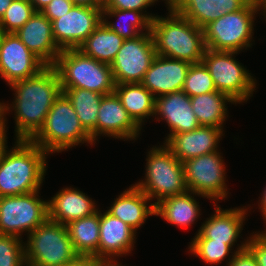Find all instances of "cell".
Instances as JSON below:
<instances>
[{
  "mask_svg": "<svg viewBox=\"0 0 266 266\" xmlns=\"http://www.w3.org/2000/svg\"><path fill=\"white\" fill-rule=\"evenodd\" d=\"M117 260L111 261H99L98 266H123L121 264H117Z\"/></svg>",
  "mask_w": 266,
  "mask_h": 266,
  "instance_id": "47",
  "label": "cell"
},
{
  "mask_svg": "<svg viewBox=\"0 0 266 266\" xmlns=\"http://www.w3.org/2000/svg\"><path fill=\"white\" fill-rule=\"evenodd\" d=\"M248 240L237 248L236 252L229 258L228 266H258L256 258L252 252L247 248Z\"/></svg>",
  "mask_w": 266,
  "mask_h": 266,
  "instance_id": "38",
  "label": "cell"
},
{
  "mask_svg": "<svg viewBox=\"0 0 266 266\" xmlns=\"http://www.w3.org/2000/svg\"><path fill=\"white\" fill-rule=\"evenodd\" d=\"M6 122H3V127L0 129V159L2 157L3 152L5 151V149L8 147L7 144V134H6Z\"/></svg>",
  "mask_w": 266,
  "mask_h": 266,
  "instance_id": "42",
  "label": "cell"
},
{
  "mask_svg": "<svg viewBox=\"0 0 266 266\" xmlns=\"http://www.w3.org/2000/svg\"><path fill=\"white\" fill-rule=\"evenodd\" d=\"M182 90L189 97L217 91L210 72L203 62L190 65Z\"/></svg>",
  "mask_w": 266,
  "mask_h": 266,
  "instance_id": "32",
  "label": "cell"
},
{
  "mask_svg": "<svg viewBox=\"0 0 266 266\" xmlns=\"http://www.w3.org/2000/svg\"><path fill=\"white\" fill-rule=\"evenodd\" d=\"M215 208V214L207 218L193 239H213L224 242L232 248L241 236L248 209L236 207L223 210L219 206Z\"/></svg>",
  "mask_w": 266,
  "mask_h": 266,
  "instance_id": "21",
  "label": "cell"
},
{
  "mask_svg": "<svg viewBox=\"0 0 266 266\" xmlns=\"http://www.w3.org/2000/svg\"><path fill=\"white\" fill-rule=\"evenodd\" d=\"M38 194L35 191L0 197V234L22 238L23 232L29 235L49 219L48 201Z\"/></svg>",
  "mask_w": 266,
  "mask_h": 266,
  "instance_id": "10",
  "label": "cell"
},
{
  "mask_svg": "<svg viewBox=\"0 0 266 266\" xmlns=\"http://www.w3.org/2000/svg\"><path fill=\"white\" fill-rule=\"evenodd\" d=\"M13 0H0V19L4 15L7 8L11 5Z\"/></svg>",
  "mask_w": 266,
  "mask_h": 266,
  "instance_id": "45",
  "label": "cell"
},
{
  "mask_svg": "<svg viewBox=\"0 0 266 266\" xmlns=\"http://www.w3.org/2000/svg\"><path fill=\"white\" fill-rule=\"evenodd\" d=\"M257 11V5L250 0L242 9L226 13L210 22L203 28L206 48L213 51L240 52L251 47Z\"/></svg>",
  "mask_w": 266,
  "mask_h": 266,
  "instance_id": "7",
  "label": "cell"
},
{
  "mask_svg": "<svg viewBox=\"0 0 266 266\" xmlns=\"http://www.w3.org/2000/svg\"><path fill=\"white\" fill-rule=\"evenodd\" d=\"M238 52L205 50L202 62L208 68L214 85L219 92L227 94L235 104L245 102L256 90L251 73L235 60Z\"/></svg>",
  "mask_w": 266,
  "mask_h": 266,
  "instance_id": "9",
  "label": "cell"
},
{
  "mask_svg": "<svg viewBox=\"0 0 266 266\" xmlns=\"http://www.w3.org/2000/svg\"><path fill=\"white\" fill-rule=\"evenodd\" d=\"M15 235L0 234V266H26L25 244Z\"/></svg>",
  "mask_w": 266,
  "mask_h": 266,
  "instance_id": "35",
  "label": "cell"
},
{
  "mask_svg": "<svg viewBox=\"0 0 266 266\" xmlns=\"http://www.w3.org/2000/svg\"><path fill=\"white\" fill-rule=\"evenodd\" d=\"M156 56L151 32L125 39L110 64L115 84L141 83Z\"/></svg>",
  "mask_w": 266,
  "mask_h": 266,
  "instance_id": "12",
  "label": "cell"
},
{
  "mask_svg": "<svg viewBox=\"0 0 266 266\" xmlns=\"http://www.w3.org/2000/svg\"><path fill=\"white\" fill-rule=\"evenodd\" d=\"M35 13L29 0H13L0 19L5 33L17 32Z\"/></svg>",
  "mask_w": 266,
  "mask_h": 266,
  "instance_id": "34",
  "label": "cell"
},
{
  "mask_svg": "<svg viewBox=\"0 0 266 266\" xmlns=\"http://www.w3.org/2000/svg\"><path fill=\"white\" fill-rule=\"evenodd\" d=\"M106 16L110 17H119L122 19L130 17V22L128 26L121 25V23H112L106 20ZM156 16L149 15V13H143L135 10H117V9H102V22L112 31L117 33L120 37L125 39L135 38L142 33L151 32V22ZM119 21V20H118ZM143 30V32H142ZM145 30V32H144Z\"/></svg>",
  "mask_w": 266,
  "mask_h": 266,
  "instance_id": "31",
  "label": "cell"
},
{
  "mask_svg": "<svg viewBox=\"0 0 266 266\" xmlns=\"http://www.w3.org/2000/svg\"><path fill=\"white\" fill-rule=\"evenodd\" d=\"M262 197H261V200H260V208L259 209H261L260 211L262 212V216H263V218L265 219V221H266V187H265V189H264V191H263V194L261 195Z\"/></svg>",
  "mask_w": 266,
  "mask_h": 266,
  "instance_id": "44",
  "label": "cell"
},
{
  "mask_svg": "<svg viewBox=\"0 0 266 266\" xmlns=\"http://www.w3.org/2000/svg\"><path fill=\"white\" fill-rule=\"evenodd\" d=\"M136 233L119 218L107 211L103 214L100 212L99 260L115 261L117 256L128 254L133 249Z\"/></svg>",
  "mask_w": 266,
  "mask_h": 266,
  "instance_id": "19",
  "label": "cell"
},
{
  "mask_svg": "<svg viewBox=\"0 0 266 266\" xmlns=\"http://www.w3.org/2000/svg\"><path fill=\"white\" fill-rule=\"evenodd\" d=\"M190 65L186 61L157 55L146 71L141 84L155 98L182 90Z\"/></svg>",
  "mask_w": 266,
  "mask_h": 266,
  "instance_id": "18",
  "label": "cell"
},
{
  "mask_svg": "<svg viewBox=\"0 0 266 266\" xmlns=\"http://www.w3.org/2000/svg\"><path fill=\"white\" fill-rule=\"evenodd\" d=\"M78 256L66 225L49 219L31 232L25 243L26 266H64Z\"/></svg>",
  "mask_w": 266,
  "mask_h": 266,
  "instance_id": "8",
  "label": "cell"
},
{
  "mask_svg": "<svg viewBox=\"0 0 266 266\" xmlns=\"http://www.w3.org/2000/svg\"><path fill=\"white\" fill-rule=\"evenodd\" d=\"M69 238L79 256H93L99 260L100 210L66 225Z\"/></svg>",
  "mask_w": 266,
  "mask_h": 266,
  "instance_id": "27",
  "label": "cell"
},
{
  "mask_svg": "<svg viewBox=\"0 0 266 266\" xmlns=\"http://www.w3.org/2000/svg\"><path fill=\"white\" fill-rule=\"evenodd\" d=\"M47 65L15 33H5L0 43V75L10 85L38 74Z\"/></svg>",
  "mask_w": 266,
  "mask_h": 266,
  "instance_id": "14",
  "label": "cell"
},
{
  "mask_svg": "<svg viewBox=\"0 0 266 266\" xmlns=\"http://www.w3.org/2000/svg\"><path fill=\"white\" fill-rule=\"evenodd\" d=\"M150 202V199L133 184L116 200L114 199L107 212L137 231L146 222L149 215H155V205Z\"/></svg>",
  "mask_w": 266,
  "mask_h": 266,
  "instance_id": "24",
  "label": "cell"
},
{
  "mask_svg": "<svg viewBox=\"0 0 266 266\" xmlns=\"http://www.w3.org/2000/svg\"><path fill=\"white\" fill-rule=\"evenodd\" d=\"M189 251L202 259L206 264H219L229 255L232 248L224 242L213 239H193Z\"/></svg>",
  "mask_w": 266,
  "mask_h": 266,
  "instance_id": "33",
  "label": "cell"
},
{
  "mask_svg": "<svg viewBox=\"0 0 266 266\" xmlns=\"http://www.w3.org/2000/svg\"><path fill=\"white\" fill-rule=\"evenodd\" d=\"M223 130L212 126H200L195 130L171 135L164 145L180 161L218 151Z\"/></svg>",
  "mask_w": 266,
  "mask_h": 266,
  "instance_id": "17",
  "label": "cell"
},
{
  "mask_svg": "<svg viewBox=\"0 0 266 266\" xmlns=\"http://www.w3.org/2000/svg\"><path fill=\"white\" fill-rule=\"evenodd\" d=\"M114 92L132 120L142 129L145 118L155 113V97L141 83L116 84Z\"/></svg>",
  "mask_w": 266,
  "mask_h": 266,
  "instance_id": "25",
  "label": "cell"
},
{
  "mask_svg": "<svg viewBox=\"0 0 266 266\" xmlns=\"http://www.w3.org/2000/svg\"><path fill=\"white\" fill-rule=\"evenodd\" d=\"M221 158L220 152L215 151L183 162L188 191L213 201L224 200L228 189L225 183V165Z\"/></svg>",
  "mask_w": 266,
  "mask_h": 266,
  "instance_id": "11",
  "label": "cell"
},
{
  "mask_svg": "<svg viewBox=\"0 0 266 266\" xmlns=\"http://www.w3.org/2000/svg\"><path fill=\"white\" fill-rule=\"evenodd\" d=\"M190 102L200 126H212L222 130L227 117V102L235 103L227 94L219 91L190 97Z\"/></svg>",
  "mask_w": 266,
  "mask_h": 266,
  "instance_id": "28",
  "label": "cell"
},
{
  "mask_svg": "<svg viewBox=\"0 0 266 266\" xmlns=\"http://www.w3.org/2000/svg\"><path fill=\"white\" fill-rule=\"evenodd\" d=\"M124 39L110 30L103 22L79 46V50L99 62L111 64Z\"/></svg>",
  "mask_w": 266,
  "mask_h": 266,
  "instance_id": "29",
  "label": "cell"
},
{
  "mask_svg": "<svg viewBox=\"0 0 266 266\" xmlns=\"http://www.w3.org/2000/svg\"><path fill=\"white\" fill-rule=\"evenodd\" d=\"M156 115H160L170 127L166 140L173 134L189 132L200 127L192 111L190 97L183 90L156 97L154 116Z\"/></svg>",
  "mask_w": 266,
  "mask_h": 266,
  "instance_id": "20",
  "label": "cell"
},
{
  "mask_svg": "<svg viewBox=\"0 0 266 266\" xmlns=\"http://www.w3.org/2000/svg\"><path fill=\"white\" fill-rule=\"evenodd\" d=\"M249 1L250 0H169V5L186 19L203 29L210 22L217 20L224 14L242 9Z\"/></svg>",
  "mask_w": 266,
  "mask_h": 266,
  "instance_id": "22",
  "label": "cell"
},
{
  "mask_svg": "<svg viewBox=\"0 0 266 266\" xmlns=\"http://www.w3.org/2000/svg\"><path fill=\"white\" fill-rule=\"evenodd\" d=\"M99 261L93 256H78L75 260L64 266H98Z\"/></svg>",
  "mask_w": 266,
  "mask_h": 266,
  "instance_id": "40",
  "label": "cell"
},
{
  "mask_svg": "<svg viewBox=\"0 0 266 266\" xmlns=\"http://www.w3.org/2000/svg\"><path fill=\"white\" fill-rule=\"evenodd\" d=\"M15 34L47 66L56 63L62 50L55 42L51 21L41 11H35Z\"/></svg>",
  "mask_w": 266,
  "mask_h": 266,
  "instance_id": "15",
  "label": "cell"
},
{
  "mask_svg": "<svg viewBox=\"0 0 266 266\" xmlns=\"http://www.w3.org/2000/svg\"><path fill=\"white\" fill-rule=\"evenodd\" d=\"M31 141L48 154L65 151L80 143L93 145L90 134L81 125L70 100L63 92L54 101L45 123Z\"/></svg>",
  "mask_w": 266,
  "mask_h": 266,
  "instance_id": "4",
  "label": "cell"
},
{
  "mask_svg": "<svg viewBox=\"0 0 266 266\" xmlns=\"http://www.w3.org/2000/svg\"><path fill=\"white\" fill-rule=\"evenodd\" d=\"M61 90L70 100L81 125L90 134L95 144L97 114L103 94L82 88H61Z\"/></svg>",
  "mask_w": 266,
  "mask_h": 266,
  "instance_id": "30",
  "label": "cell"
},
{
  "mask_svg": "<svg viewBox=\"0 0 266 266\" xmlns=\"http://www.w3.org/2000/svg\"><path fill=\"white\" fill-rule=\"evenodd\" d=\"M94 201L76 188H63L48 201L49 220L67 225L92 215L98 209Z\"/></svg>",
  "mask_w": 266,
  "mask_h": 266,
  "instance_id": "23",
  "label": "cell"
},
{
  "mask_svg": "<svg viewBox=\"0 0 266 266\" xmlns=\"http://www.w3.org/2000/svg\"><path fill=\"white\" fill-rule=\"evenodd\" d=\"M169 15L151 22L156 54L190 64L202 62L206 50L202 28L179 14L168 4Z\"/></svg>",
  "mask_w": 266,
  "mask_h": 266,
  "instance_id": "3",
  "label": "cell"
},
{
  "mask_svg": "<svg viewBox=\"0 0 266 266\" xmlns=\"http://www.w3.org/2000/svg\"><path fill=\"white\" fill-rule=\"evenodd\" d=\"M75 4L71 0H52L46 5L41 12L50 20L53 21L67 14Z\"/></svg>",
  "mask_w": 266,
  "mask_h": 266,
  "instance_id": "39",
  "label": "cell"
},
{
  "mask_svg": "<svg viewBox=\"0 0 266 266\" xmlns=\"http://www.w3.org/2000/svg\"><path fill=\"white\" fill-rule=\"evenodd\" d=\"M102 23V8L74 5L67 14L51 21L53 36L61 49H78Z\"/></svg>",
  "mask_w": 266,
  "mask_h": 266,
  "instance_id": "13",
  "label": "cell"
},
{
  "mask_svg": "<svg viewBox=\"0 0 266 266\" xmlns=\"http://www.w3.org/2000/svg\"><path fill=\"white\" fill-rule=\"evenodd\" d=\"M158 0H105L102 9L135 10L146 12V8L154 5ZM169 4V0H165ZM145 10V11H143Z\"/></svg>",
  "mask_w": 266,
  "mask_h": 266,
  "instance_id": "36",
  "label": "cell"
},
{
  "mask_svg": "<svg viewBox=\"0 0 266 266\" xmlns=\"http://www.w3.org/2000/svg\"><path fill=\"white\" fill-rule=\"evenodd\" d=\"M3 103L0 102V129L3 127Z\"/></svg>",
  "mask_w": 266,
  "mask_h": 266,
  "instance_id": "48",
  "label": "cell"
},
{
  "mask_svg": "<svg viewBox=\"0 0 266 266\" xmlns=\"http://www.w3.org/2000/svg\"><path fill=\"white\" fill-rule=\"evenodd\" d=\"M148 153L145 181L141 180L134 185L150 200L157 199L154 205L188 191L183 163L165 145L152 147Z\"/></svg>",
  "mask_w": 266,
  "mask_h": 266,
  "instance_id": "6",
  "label": "cell"
},
{
  "mask_svg": "<svg viewBox=\"0 0 266 266\" xmlns=\"http://www.w3.org/2000/svg\"><path fill=\"white\" fill-rule=\"evenodd\" d=\"M75 5L103 8L105 0H71Z\"/></svg>",
  "mask_w": 266,
  "mask_h": 266,
  "instance_id": "41",
  "label": "cell"
},
{
  "mask_svg": "<svg viewBox=\"0 0 266 266\" xmlns=\"http://www.w3.org/2000/svg\"><path fill=\"white\" fill-rule=\"evenodd\" d=\"M249 238L247 248L256 258L258 266H266V230L261 233L258 231Z\"/></svg>",
  "mask_w": 266,
  "mask_h": 266,
  "instance_id": "37",
  "label": "cell"
},
{
  "mask_svg": "<svg viewBox=\"0 0 266 266\" xmlns=\"http://www.w3.org/2000/svg\"><path fill=\"white\" fill-rule=\"evenodd\" d=\"M10 87L15 92V100L11 105L3 103V122L13 105L16 140H31L42 128L54 101L62 93L59 75L54 66H46L32 77L11 83Z\"/></svg>",
  "mask_w": 266,
  "mask_h": 266,
  "instance_id": "1",
  "label": "cell"
},
{
  "mask_svg": "<svg viewBox=\"0 0 266 266\" xmlns=\"http://www.w3.org/2000/svg\"><path fill=\"white\" fill-rule=\"evenodd\" d=\"M4 34H5V32L3 30V27L0 24V43H1V40H2V37H3Z\"/></svg>",
  "mask_w": 266,
  "mask_h": 266,
  "instance_id": "49",
  "label": "cell"
},
{
  "mask_svg": "<svg viewBox=\"0 0 266 266\" xmlns=\"http://www.w3.org/2000/svg\"><path fill=\"white\" fill-rule=\"evenodd\" d=\"M193 194V196H192ZM191 191L163 199L155 205V215L180 227L191 226L200 216L199 203Z\"/></svg>",
  "mask_w": 266,
  "mask_h": 266,
  "instance_id": "26",
  "label": "cell"
},
{
  "mask_svg": "<svg viewBox=\"0 0 266 266\" xmlns=\"http://www.w3.org/2000/svg\"><path fill=\"white\" fill-rule=\"evenodd\" d=\"M253 1L257 5L259 10H262V9L264 10L263 11L265 13L264 15H266V0H253Z\"/></svg>",
  "mask_w": 266,
  "mask_h": 266,
  "instance_id": "46",
  "label": "cell"
},
{
  "mask_svg": "<svg viewBox=\"0 0 266 266\" xmlns=\"http://www.w3.org/2000/svg\"><path fill=\"white\" fill-rule=\"evenodd\" d=\"M61 88H82L99 94L114 92L115 81L109 64L84 55L79 49H64L53 65Z\"/></svg>",
  "mask_w": 266,
  "mask_h": 266,
  "instance_id": "5",
  "label": "cell"
},
{
  "mask_svg": "<svg viewBox=\"0 0 266 266\" xmlns=\"http://www.w3.org/2000/svg\"><path fill=\"white\" fill-rule=\"evenodd\" d=\"M0 159V197L39 191L48 153L31 140H16Z\"/></svg>",
  "mask_w": 266,
  "mask_h": 266,
  "instance_id": "2",
  "label": "cell"
},
{
  "mask_svg": "<svg viewBox=\"0 0 266 266\" xmlns=\"http://www.w3.org/2000/svg\"><path fill=\"white\" fill-rule=\"evenodd\" d=\"M96 140L100 135L134 140L141 128L132 120L115 92L103 95L97 114Z\"/></svg>",
  "mask_w": 266,
  "mask_h": 266,
  "instance_id": "16",
  "label": "cell"
},
{
  "mask_svg": "<svg viewBox=\"0 0 266 266\" xmlns=\"http://www.w3.org/2000/svg\"><path fill=\"white\" fill-rule=\"evenodd\" d=\"M35 11H41L52 0H29Z\"/></svg>",
  "mask_w": 266,
  "mask_h": 266,
  "instance_id": "43",
  "label": "cell"
}]
</instances>
